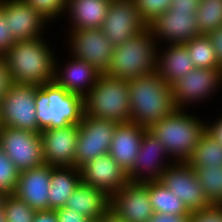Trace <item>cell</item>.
I'll return each mask as SVG.
<instances>
[{"label": "cell", "mask_w": 222, "mask_h": 222, "mask_svg": "<svg viewBox=\"0 0 222 222\" xmlns=\"http://www.w3.org/2000/svg\"><path fill=\"white\" fill-rule=\"evenodd\" d=\"M131 122L149 129L176 109L171 85L155 72L129 79Z\"/></svg>", "instance_id": "7a4b0ae2"}, {"label": "cell", "mask_w": 222, "mask_h": 222, "mask_svg": "<svg viewBox=\"0 0 222 222\" xmlns=\"http://www.w3.org/2000/svg\"><path fill=\"white\" fill-rule=\"evenodd\" d=\"M195 68L184 44H162L159 46L156 72L166 83L173 84Z\"/></svg>", "instance_id": "cb8c5ba5"}, {"label": "cell", "mask_w": 222, "mask_h": 222, "mask_svg": "<svg viewBox=\"0 0 222 222\" xmlns=\"http://www.w3.org/2000/svg\"><path fill=\"white\" fill-rule=\"evenodd\" d=\"M79 170L82 183L105 192L109 197L129 182L127 173L109 153L87 162Z\"/></svg>", "instance_id": "ac0fdd59"}, {"label": "cell", "mask_w": 222, "mask_h": 222, "mask_svg": "<svg viewBox=\"0 0 222 222\" xmlns=\"http://www.w3.org/2000/svg\"><path fill=\"white\" fill-rule=\"evenodd\" d=\"M146 129L133 122L117 124L109 155L128 173L134 165Z\"/></svg>", "instance_id": "7402d4cb"}, {"label": "cell", "mask_w": 222, "mask_h": 222, "mask_svg": "<svg viewBox=\"0 0 222 222\" xmlns=\"http://www.w3.org/2000/svg\"><path fill=\"white\" fill-rule=\"evenodd\" d=\"M50 23L64 18L67 0H24Z\"/></svg>", "instance_id": "d6a6232c"}, {"label": "cell", "mask_w": 222, "mask_h": 222, "mask_svg": "<svg viewBox=\"0 0 222 222\" xmlns=\"http://www.w3.org/2000/svg\"><path fill=\"white\" fill-rule=\"evenodd\" d=\"M33 222H58L55 210L37 211Z\"/></svg>", "instance_id": "ee69618b"}, {"label": "cell", "mask_w": 222, "mask_h": 222, "mask_svg": "<svg viewBox=\"0 0 222 222\" xmlns=\"http://www.w3.org/2000/svg\"><path fill=\"white\" fill-rule=\"evenodd\" d=\"M80 170L74 166L53 167L49 186V210L64 207L81 183Z\"/></svg>", "instance_id": "484cf974"}, {"label": "cell", "mask_w": 222, "mask_h": 222, "mask_svg": "<svg viewBox=\"0 0 222 222\" xmlns=\"http://www.w3.org/2000/svg\"><path fill=\"white\" fill-rule=\"evenodd\" d=\"M48 39L16 41L3 56L13 83L42 86L54 81L56 53Z\"/></svg>", "instance_id": "6da1fadb"}, {"label": "cell", "mask_w": 222, "mask_h": 222, "mask_svg": "<svg viewBox=\"0 0 222 222\" xmlns=\"http://www.w3.org/2000/svg\"><path fill=\"white\" fill-rule=\"evenodd\" d=\"M35 97V85L12 83L0 102V126L40 133Z\"/></svg>", "instance_id": "ba28073f"}, {"label": "cell", "mask_w": 222, "mask_h": 222, "mask_svg": "<svg viewBox=\"0 0 222 222\" xmlns=\"http://www.w3.org/2000/svg\"><path fill=\"white\" fill-rule=\"evenodd\" d=\"M68 33V34H67ZM68 54L77 60L86 61L101 73H105L111 63L114 46L100 29H70L66 32Z\"/></svg>", "instance_id": "9c48e42d"}, {"label": "cell", "mask_w": 222, "mask_h": 222, "mask_svg": "<svg viewBox=\"0 0 222 222\" xmlns=\"http://www.w3.org/2000/svg\"><path fill=\"white\" fill-rule=\"evenodd\" d=\"M196 11L171 10L157 16L147 27L159 45L184 44L201 35L197 29ZM162 42V43H161ZM165 42V43H164Z\"/></svg>", "instance_id": "2e32d148"}, {"label": "cell", "mask_w": 222, "mask_h": 222, "mask_svg": "<svg viewBox=\"0 0 222 222\" xmlns=\"http://www.w3.org/2000/svg\"><path fill=\"white\" fill-rule=\"evenodd\" d=\"M211 42L214 50L216 52V57L219 64L222 66V26L207 35Z\"/></svg>", "instance_id": "60d3db41"}, {"label": "cell", "mask_w": 222, "mask_h": 222, "mask_svg": "<svg viewBox=\"0 0 222 222\" xmlns=\"http://www.w3.org/2000/svg\"><path fill=\"white\" fill-rule=\"evenodd\" d=\"M100 222H125L111 208H109L100 219Z\"/></svg>", "instance_id": "f6af8a7d"}, {"label": "cell", "mask_w": 222, "mask_h": 222, "mask_svg": "<svg viewBox=\"0 0 222 222\" xmlns=\"http://www.w3.org/2000/svg\"><path fill=\"white\" fill-rule=\"evenodd\" d=\"M148 195L154 213L190 216L184 203L160 181L148 182Z\"/></svg>", "instance_id": "4316f807"}, {"label": "cell", "mask_w": 222, "mask_h": 222, "mask_svg": "<svg viewBox=\"0 0 222 222\" xmlns=\"http://www.w3.org/2000/svg\"><path fill=\"white\" fill-rule=\"evenodd\" d=\"M7 194L9 193H0V211H2V208H3V202L7 196Z\"/></svg>", "instance_id": "7dc6e473"}, {"label": "cell", "mask_w": 222, "mask_h": 222, "mask_svg": "<svg viewBox=\"0 0 222 222\" xmlns=\"http://www.w3.org/2000/svg\"><path fill=\"white\" fill-rule=\"evenodd\" d=\"M79 132L78 124L40 132L45 164L52 167H75V149Z\"/></svg>", "instance_id": "e0dca14e"}, {"label": "cell", "mask_w": 222, "mask_h": 222, "mask_svg": "<svg viewBox=\"0 0 222 222\" xmlns=\"http://www.w3.org/2000/svg\"><path fill=\"white\" fill-rule=\"evenodd\" d=\"M193 169L222 166V145L205 132L186 161Z\"/></svg>", "instance_id": "83f0119b"}, {"label": "cell", "mask_w": 222, "mask_h": 222, "mask_svg": "<svg viewBox=\"0 0 222 222\" xmlns=\"http://www.w3.org/2000/svg\"><path fill=\"white\" fill-rule=\"evenodd\" d=\"M52 166L47 164L19 172L17 184L11 191L35 211L49 210V186Z\"/></svg>", "instance_id": "ffe728a7"}, {"label": "cell", "mask_w": 222, "mask_h": 222, "mask_svg": "<svg viewBox=\"0 0 222 222\" xmlns=\"http://www.w3.org/2000/svg\"><path fill=\"white\" fill-rule=\"evenodd\" d=\"M110 208L125 222H148L154 214L148 182L129 181L111 197Z\"/></svg>", "instance_id": "d6986e66"}, {"label": "cell", "mask_w": 222, "mask_h": 222, "mask_svg": "<svg viewBox=\"0 0 222 222\" xmlns=\"http://www.w3.org/2000/svg\"><path fill=\"white\" fill-rule=\"evenodd\" d=\"M211 205L222 206V166L193 169Z\"/></svg>", "instance_id": "4dcf8cb0"}, {"label": "cell", "mask_w": 222, "mask_h": 222, "mask_svg": "<svg viewBox=\"0 0 222 222\" xmlns=\"http://www.w3.org/2000/svg\"><path fill=\"white\" fill-rule=\"evenodd\" d=\"M176 108L148 130L163 144L174 162H186L206 132V120Z\"/></svg>", "instance_id": "3957f363"}, {"label": "cell", "mask_w": 222, "mask_h": 222, "mask_svg": "<svg viewBox=\"0 0 222 222\" xmlns=\"http://www.w3.org/2000/svg\"><path fill=\"white\" fill-rule=\"evenodd\" d=\"M19 177L17 167L12 163L10 158L4 153L0 146V180L1 182L12 191Z\"/></svg>", "instance_id": "e575fe53"}, {"label": "cell", "mask_w": 222, "mask_h": 222, "mask_svg": "<svg viewBox=\"0 0 222 222\" xmlns=\"http://www.w3.org/2000/svg\"><path fill=\"white\" fill-rule=\"evenodd\" d=\"M35 105L40 131L79 124L84 114V98L69 93L55 81L36 86Z\"/></svg>", "instance_id": "5b68a950"}, {"label": "cell", "mask_w": 222, "mask_h": 222, "mask_svg": "<svg viewBox=\"0 0 222 222\" xmlns=\"http://www.w3.org/2000/svg\"><path fill=\"white\" fill-rule=\"evenodd\" d=\"M2 211L6 222H33L37 212L12 193L7 194Z\"/></svg>", "instance_id": "1f68e13d"}, {"label": "cell", "mask_w": 222, "mask_h": 222, "mask_svg": "<svg viewBox=\"0 0 222 222\" xmlns=\"http://www.w3.org/2000/svg\"><path fill=\"white\" fill-rule=\"evenodd\" d=\"M189 222H222V206L212 205L208 209L193 212Z\"/></svg>", "instance_id": "d590c367"}, {"label": "cell", "mask_w": 222, "mask_h": 222, "mask_svg": "<svg viewBox=\"0 0 222 222\" xmlns=\"http://www.w3.org/2000/svg\"><path fill=\"white\" fill-rule=\"evenodd\" d=\"M0 193H11V191L0 180Z\"/></svg>", "instance_id": "bcb514c9"}, {"label": "cell", "mask_w": 222, "mask_h": 222, "mask_svg": "<svg viewBox=\"0 0 222 222\" xmlns=\"http://www.w3.org/2000/svg\"><path fill=\"white\" fill-rule=\"evenodd\" d=\"M15 42L9 30L8 22L5 20L4 13L0 9V56H4Z\"/></svg>", "instance_id": "8d00e7d4"}, {"label": "cell", "mask_w": 222, "mask_h": 222, "mask_svg": "<svg viewBox=\"0 0 222 222\" xmlns=\"http://www.w3.org/2000/svg\"><path fill=\"white\" fill-rule=\"evenodd\" d=\"M117 122L83 114L75 149V167L109 153Z\"/></svg>", "instance_id": "8fae6325"}, {"label": "cell", "mask_w": 222, "mask_h": 222, "mask_svg": "<svg viewBox=\"0 0 222 222\" xmlns=\"http://www.w3.org/2000/svg\"><path fill=\"white\" fill-rule=\"evenodd\" d=\"M160 182L184 203L190 213L212 206L187 162H173L161 175Z\"/></svg>", "instance_id": "7c38bea8"}, {"label": "cell", "mask_w": 222, "mask_h": 222, "mask_svg": "<svg viewBox=\"0 0 222 222\" xmlns=\"http://www.w3.org/2000/svg\"><path fill=\"white\" fill-rule=\"evenodd\" d=\"M159 46L147 27L114 47L110 66L105 73L124 80L151 75L157 70Z\"/></svg>", "instance_id": "277c9868"}, {"label": "cell", "mask_w": 222, "mask_h": 222, "mask_svg": "<svg viewBox=\"0 0 222 222\" xmlns=\"http://www.w3.org/2000/svg\"><path fill=\"white\" fill-rule=\"evenodd\" d=\"M84 114L119 123L131 121L128 80L101 73L84 97Z\"/></svg>", "instance_id": "8992f818"}, {"label": "cell", "mask_w": 222, "mask_h": 222, "mask_svg": "<svg viewBox=\"0 0 222 222\" xmlns=\"http://www.w3.org/2000/svg\"><path fill=\"white\" fill-rule=\"evenodd\" d=\"M146 28L134 0H112L100 29L115 47Z\"/></svg>", "instance_id": "5bb4252c"}, {"label": "cell", "mask_w": 222, "mask_h": 222, "mask_svg": "<svg viewBox=\"0 0 222 222\" xmlns=\"http://www.w3.org/2000/svg\"><path fill=\"white\" fill-rule=\"evenodd\" d=\"M196 68H222L212 42L207 35H199L184 43Z\"/></svg>", "instance_id": "f1b7e54d"}, {"label": "cell", "mask_w": 222, "mask_h": 222, "mask_svg": "<svg viewBox=\"0 0 222 222\" xmlns=\"http://www.w3.org/2000/svg\"><path fill=\"white\" fill-rule=\"evenodd\" d=\"M58 59L60 58L56 56L54 81L69 93L84 98L94 87L101 72L86 61L70 57V54L64 65Z\"/></svg>", "instance_id": "44dd1931"}, {"label": "cell", "mask_w": 222, "mask_h": 222, "mask_svg": "<svg viewBox=\"0 0 222 222\" xmlns=\"http://www.w3.org/2000/svg\"><path fill=\"white\" fill-rule=\"evenodd\" d=\"M111 197L92 186L80 183L64 207L90 220H97L110 208Z\"/></svg>", "instance_id": "d4e9b609"}, {"label": "cell", "mask_w": 222, "mask_h": 222, "mask_svg": "<svg viewBox=\"0 0 222 222\" xmlns=\"http://www.w3.org/2000/svg\"><path fill=\"white\" fill-rule=\"evenodd\" d=\"M173 162L159 139L146 129L133 168L127 173L128 180L135 183L160 181Z\"/></svg>", "instance_id": "4fadbf2b"}, {"label": "cell", "mask_w": 222, "mask_h": 222, "mask_svg": "<svg viewBox=\"0 0 222 222\" xmlns=\"http://www.w3.org/2000/svg\"><path fill=\"white\" fill-rule=\"evenodd\" d=\"M0 9L15 41L47 37L50 22L24 0H0Z\"/></svg>", "instance_id": "9a60e30c"}, {"label": "cell", "mask_w": 222, "mask_h": 222, "mask_svg": "<svg viewBox=\"0 0 222 222\" xmlns=\"http://www.w3.org/2000/svg\"><path fill=\"white\" fill-rule=\"evenodd\" d=\"M58 222H90L87 217L77 214L75 211L66 207H61L55 210Z\"/></svg>", "instance_id": "74e56055"}, {"label": "cell", "mask_w": 222, "mask_h": 222, "mask_svg": "<svg viewBox=\"0 0 222 222\" xmlns=\"http://www.w3.org/2000/svg\"><path fill=\"white\" fill-rule=\"evenodd\" d=\"M112 0H67L65 19L70 29L101 28Z\"/></svg>", "instance_id": "603a6c76"}, {"label": "cell", "mask_w": 222, "mask_h": 222, "mask_svg": "<svg viewBox=\"0 0 222 222\" xmlns=\"http://www.w3.org/2000/svg\"><path fill=\"white\" fill-rule=\"evenodd\" d=\"M142 20L148 25L170 8L171 0H134Z\"/></svg>", "instance_id": "836d02e7"}, {"label": "cell", "mask_w": 222, "mask_h": 222, "mask_svg": "<svg viewBox=\"0 0 222 222\" xmlns=\"http://www.w3.org/2000/svg\"><path fill=\"white\" fill-rule=\"evenodd\" d=\"M200 0H171V10L196 11Z\"/></svg>", "instance_id": "b9f144b4"}, {"label": "cell", "mask_w": 222, "mask_h": 222, "mask_svg": "<svg viewBox=\"0 0 222 222\" xmlns=\"http://www.w3.org/2000/svg\"><path fill=\"white\" fill-rule=\"evenodd\" d=\"M171 88L176 108L188 109L208 102L222 89V68H195L171 84Z\"/></svg>", "instance_id": "52a82bcc"}, {"label": "cell", "mask_w": 222, "mask_h": 222, "mask_svg": "<svg viewBox=\"0 0 222 222\" xmlns=\"http://www.w3.org/2000/svg\"><path fill=\"white\" fill-rule=\"evenodd\" d=\"M0 146L19 172L45 164L40 133L0 126Z\"/></svg>", "instance_id": "30bf717a"}, {"label": "cell", "mask_w": 222, "mask_h": 222, "mask_svg": "<svg viewBox=\"0 0 222 222\" xmlns=\"http://www.w3.org/2000/svg\"><path fill=\"white\" fill-rule=\"evenodd\" d=\"M0 222H6L4 215H3V211H0Z\"/></svg>", "instance_id": "c3c4849f"}, {"label": "cell", "mask_w": 222, "mask_h": 222, "mask_svg": "<svg viewBox=\"0 0 222 222\" xmlns=\"http://www.w3.org/2000/svg\"><path fill=\"white\" fill-rule=\"evenodd\" d=\"M90 222H100V221L97 219V220H90Z\"/></svg>", "instance_id": "681fc988"}, {"label": "cell", "mask_w": 222, "mask_h": 222, "mask_svg": "<svg viewBox=\"0 0 222 222\" xmlns=\"http://www.w3.org/2000/svg\"><path fill=\"white\" fill-rule=\"evenodd\" d=\"M12 83L5 58L0 56V102Z\"/></svg>", "instance_id": "f35d334b"}, {"label": "cell", "mask_w": 222, "mask_h": 222, "mask_svg": "<svg viewBox=\"0 0 222 222\" xmlns=\"http://www.w3.org/2000/svg\"><path fill=\"white\" fill-rule=\"evenodd\" d=\"M220 113L213 121H206V132L222 145V112Z\"/></svg>", "instance_id": "ab89813d"}, {"label": "cell", "mask_w": 222, "mask_h": 222, "mask_svg": "<svg viewBox=\"0 0 222 222\" xmlns=\"http://www.w3.org/2000/svg\"><path fill=\"white\" fill-rule=\"evenodd\" d=\"M190 216L154 213L148 222H189Z\"/></svg>", "instance_id": "7bdbcfd3"}, {"label": "cell", "mask_w": 222, "mask_h": 222, "mask_svg": "<svg viewBox=\"0 0 222 222\" xmlns=\"http://www.w3.org/2000/svg\"><path fill=\"white\" fill-rule=\"evenodd\" d=\"M195 15L199 33L208 35L222 26V0H200Z\"/></svg>", "instance_id": "f546056e"}]
</instances>
